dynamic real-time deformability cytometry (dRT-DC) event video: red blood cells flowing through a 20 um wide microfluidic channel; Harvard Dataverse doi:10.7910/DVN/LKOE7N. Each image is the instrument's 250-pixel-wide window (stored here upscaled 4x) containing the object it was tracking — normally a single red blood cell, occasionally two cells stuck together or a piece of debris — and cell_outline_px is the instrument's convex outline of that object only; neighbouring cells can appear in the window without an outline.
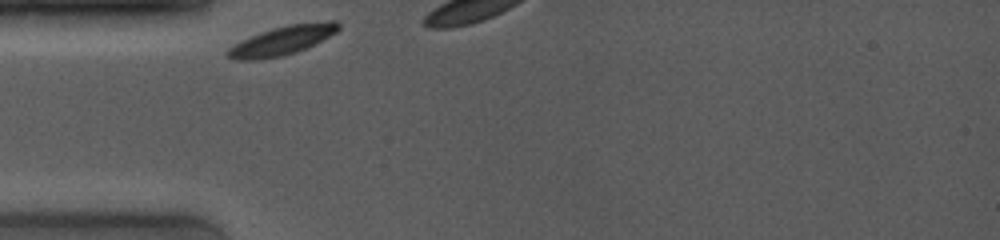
{"species": "common noctule bat (a hibernating species)", "species_latin": "Nyctalus noctula", "temperature_condition": "room temperature", "stored_images_in_passage": 5, "camera_frame_rate_fps": 4000, "um_per_image_px": 0.085, "animal": {"sex": "female", "body_mass_g": 19.0, "forearm_length_mm": 53.3}, "frame": {"image": 1, "passage_image": 1, "time_ms": 0.0, "image_size_px": [1000, 240], "cell_outline_px": [[340, 28], [336, 32], [296, 52], [280, 56], [252, 60], [236, 60], [228, 56], [228, 48], [260, 32], [272, 28], [288, 24], [332, 20], [336, 20], [340, 24]], "centroid_in_image_um": [24.02, 3.42], "position_along_channel_um": 61.0, "area_um2": 18.21}}